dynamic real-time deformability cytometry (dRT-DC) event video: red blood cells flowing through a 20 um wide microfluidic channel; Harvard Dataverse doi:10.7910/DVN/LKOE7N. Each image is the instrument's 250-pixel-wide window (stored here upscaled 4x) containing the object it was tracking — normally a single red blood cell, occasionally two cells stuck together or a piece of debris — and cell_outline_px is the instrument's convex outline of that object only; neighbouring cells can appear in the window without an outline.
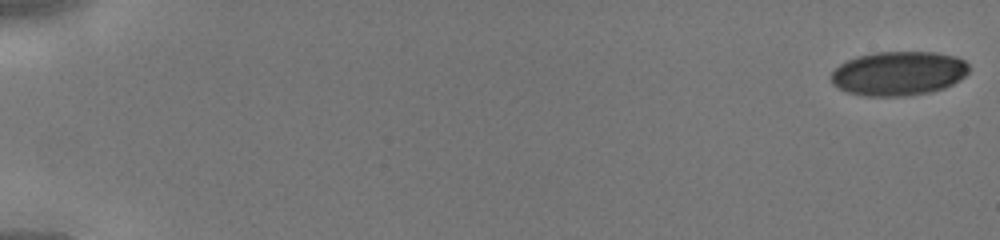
{"species": "human", "species_latin": "Homo sapiens", "temperature_condition": "cold", "stored_images_in_passage": 45, "camera_frame_rate_fps": 3000, "um_per_image_px": 0.085, "donor": {"sex": "male"}, "frame": {"image": 1, "passage_image": 1, "time_ms": 0.0, "image_size_px": [1000, 240], "cell_outline_px": [[968, 72], [960, 80], [944, 88], [932, 92], [904, 96], [868, 96], [848, 92], [832, 84], [832, 72], [840, 64], [856, 56], [876, 52], [936, 52], [956, 56], [964, 60], [968, 64]], "centroid_in_image_um": [76.4, 6.23], "position_along_channel_um": 8.6, "area_um2": 35.49}}
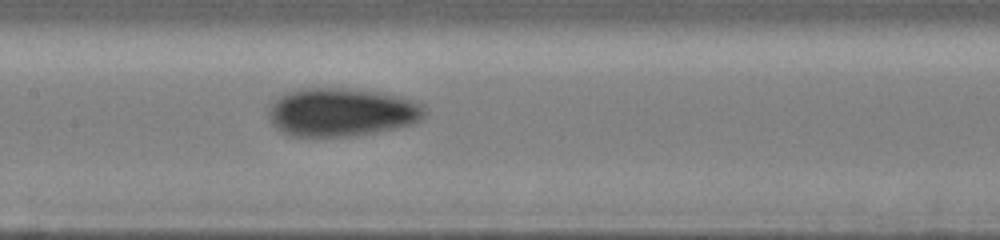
{"frame": {"image": 2, "passage_image": 24, "time_ms": 7.667, "image_size_px": [1000, 240], "cell_outline_px": [[428, 112], [420, 120], [412, 124], [396, 128], [356, 136], [288, 136], [280, 132], [268, 120], [268, 104], [284, 92], [300, 88], [344, 88], [384, 92], [424, 104]], "centroid_in_image_um": [28.99, 9.53], "position_along_channel_um": 178.4, "area_um2": 44.8}}
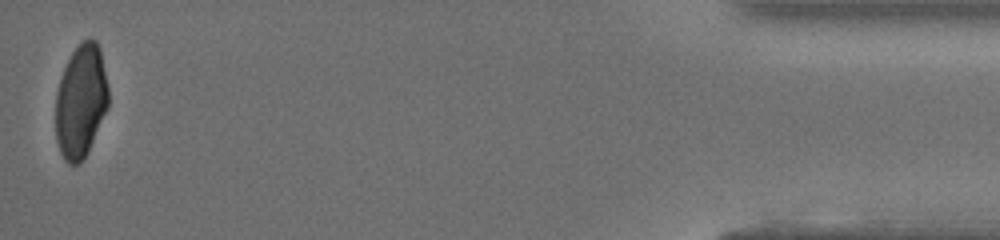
{"frame": {"image": 3, "passage_image": 45, "time_ms": 14.667, "image_size_px": [1000, 240], "cell_outline_px": [[108, 108], [88, 152], [80, 164], [68, 164], [64, 160], [60, 152], [56, 140], [56, 92], [64, 68], [72, 52], [88, 36], [96, 40], [100, 48], [108, 88]], "centroid_in_image_um": [6.88, 8.62], "position_along_channel_um": 428.3, "area_um2": 34.97}}